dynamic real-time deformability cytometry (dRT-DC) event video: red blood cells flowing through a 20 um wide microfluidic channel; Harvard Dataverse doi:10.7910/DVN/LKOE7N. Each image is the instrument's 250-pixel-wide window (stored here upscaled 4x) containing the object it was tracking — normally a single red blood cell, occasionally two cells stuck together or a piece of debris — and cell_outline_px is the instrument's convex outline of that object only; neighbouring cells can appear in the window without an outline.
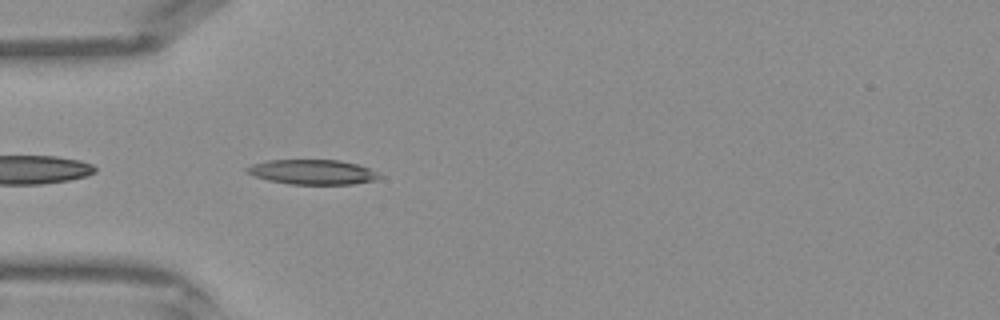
{"species": "Egyptian fruit bat (a non-hibernating species)", "species_latin": "Rousettus aegyptiacus", "temperature_condition": "warm", "stored_images_in_passage": 31, "camera_frame_rate_fps": 3000, "um_per_image_px": 0.085, "frame": {"image": 1, "passage_image": 2, "time_ms": 0.333, "image_size_px": [1000, 320], "cell_outline_px": [[384, 176], [376, 180], [352, 184], [288, 184], [268, 180], [256, 176], [248, 172], [244, 168], [252, 164], [268, 160], [340, 160], [356, 164], [368, 168]], "centroid_in_image_um": [26.58, 14.62], "position_along_channel_um": 58.4, "area_um2": 19.07}}
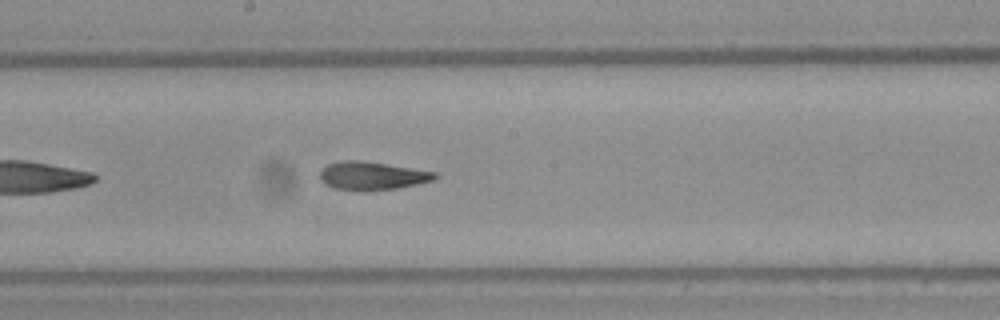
{"frame": {"image": 2, "passage_image": 12, "time_ms": 3.667, "image_size_px": [1000, 320], "cell_outline_px": [[440, 176], [432, 180], [416, 184], [396, 188], [368, 192], [332, 188], [324, 184], [320, 180], [320, 172], [328, 164], [340, 160], [360, 160], [436, 172]], "centroid_in_image_um": [31.59, 14.95], "position_along_channel_um": 216.6, "area_um2": 19.02}}
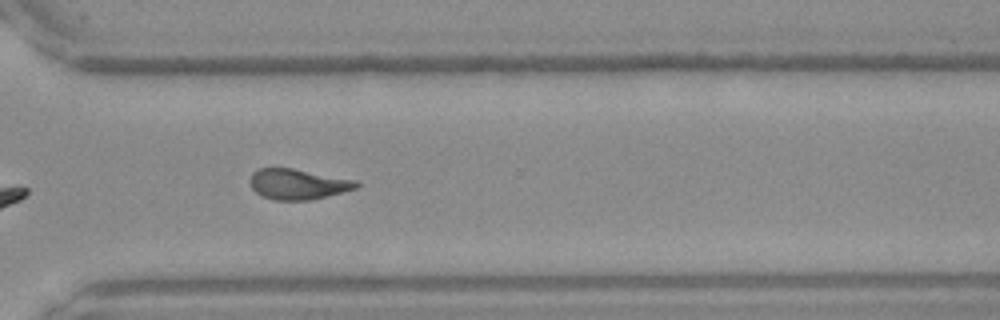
{"frame": {"image": 3, "passage_image": 20, "time_ms": 6.333, "image_size_px": [1000, 320], "cell_outline_px": [[360, 184], [356, 188], [308, 200], [276, 200], [264, 196], [256, 192], [252, 188], [248, 180], [252, 172], [260, 168], [292, 168], [356, 180]], "centroid_in_image_um": [25.27, 15.64], "position_along_channel_um": 345.3, "area_um2": 18.61}}